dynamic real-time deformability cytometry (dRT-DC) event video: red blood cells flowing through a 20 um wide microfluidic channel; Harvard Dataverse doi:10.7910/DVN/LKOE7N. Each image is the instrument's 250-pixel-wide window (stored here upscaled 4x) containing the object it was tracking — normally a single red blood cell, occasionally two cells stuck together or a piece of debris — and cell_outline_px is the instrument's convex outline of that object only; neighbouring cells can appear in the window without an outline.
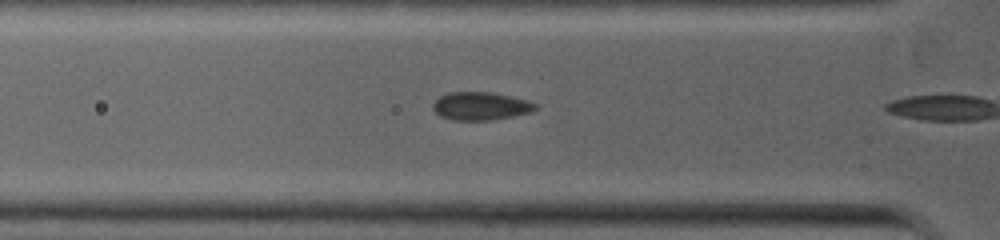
{"species": "common noctule bat (a hibernating species)", "species_latin": "Nyctalus noctula", "temperature_condition": "warm", "stored_images_in_passage": 6, "camera_frame_rate_fps": 5000, "um_per_image_px": 0.085, "animal": {"sex": "female", "body_mass_g": 19.0, "forearm_length_mm": 53.3}, "frame": {"image": 1, "passage_image": 5, "time_ms": 1.6, "image_size_px": [1000, 240], "cell_outline_px": [[540, 108], [532, 112], [492, 120], [452, 120], [440, 116], [432, 108], [432, 104], [440, 96], [448, 92], [492, 92], [524, 100], [536, 104]], "centroid_in_image_um": [40.84, 9.02], "position_along_channel_um": 85.0, "area_um2": 16.7}}